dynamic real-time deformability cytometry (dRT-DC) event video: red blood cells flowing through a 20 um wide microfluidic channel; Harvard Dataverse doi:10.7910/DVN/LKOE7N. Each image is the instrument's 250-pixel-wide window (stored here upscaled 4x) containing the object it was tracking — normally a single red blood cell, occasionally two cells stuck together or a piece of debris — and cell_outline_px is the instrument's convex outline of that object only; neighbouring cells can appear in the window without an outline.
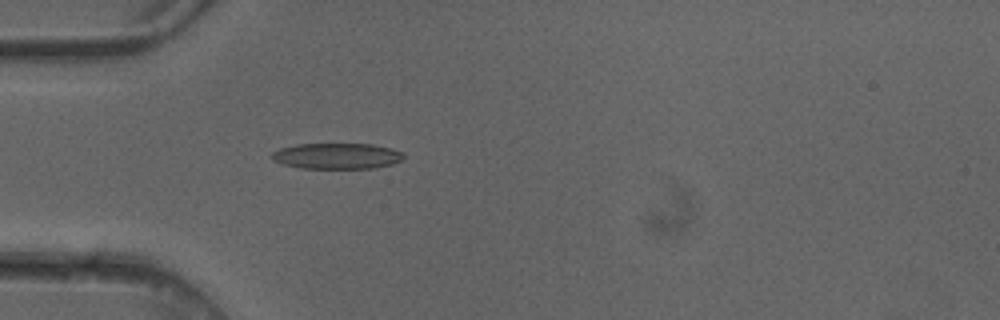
{"species": "common noctule bat (a hibernating species)", "species_latin": "Nyctalus noctula", "temperature_condition": "cold", "stored_images_in_passage": 4, "camera_frame_rate_fps": 3000, "um_per_image_px": 0.085, "animal": {"sex": "female"}, "frame": {"image": 1, "passage_image": 4, "time_ms": 1.0, "image_size_px": [1000, 320], "cell_outline_px": [[404, 156], [400, 160], [392, 164], [376, 168], [300, 168], [284, 164], [272, 160], [268, 156], [272, 152], [280, 148], [296, 144], [372, 144], [392, 148], [404, 152]], "centroid_in_image_um": [28.62, 13.25], "position_along_channel_um": 56.4, "area_um2": 20.0}}